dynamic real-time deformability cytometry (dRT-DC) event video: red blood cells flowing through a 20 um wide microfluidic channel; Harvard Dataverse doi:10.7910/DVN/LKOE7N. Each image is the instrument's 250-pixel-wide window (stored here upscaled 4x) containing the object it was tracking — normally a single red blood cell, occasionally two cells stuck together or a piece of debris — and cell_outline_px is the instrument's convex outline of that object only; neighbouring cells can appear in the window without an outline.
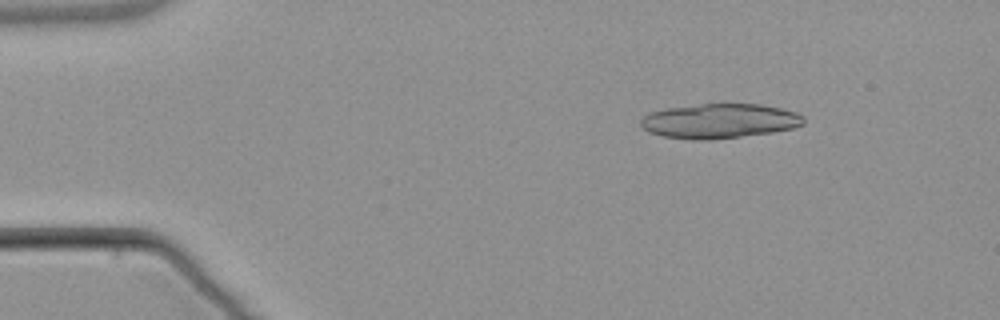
{"species": "common noctule bat (a hibernating species)", "species_latin": "Nyctalus noctula", "temperature_condition": "warm", "stored_images_in_passage": 6, "camera_frame_rate_fps": 3000, "um_per_image_px": 0.085, "animal": {"sex": "male", "body_mass_g": 21.5, "forearm_length_mm": 52.0}, "frame": {"image": 1, "passage_image": 3, "time_ms": 2.333, "image_size_px": [1000, 320], "cell_outline_px": [[804, 124], [792, 128], [772, 132], [712, 140], [692, 140], [660, 136], [648, 132], [640, 124], [640, 120], [644, 116], [652, 112], [668, 108], [724, 100], [760, 104], [784, 108], [796, 112], [804, 116]], "centroid_in_image_um": [61.18, 10.24], "position_along_channel_um": 23.8, "area_um2": 33.99}}
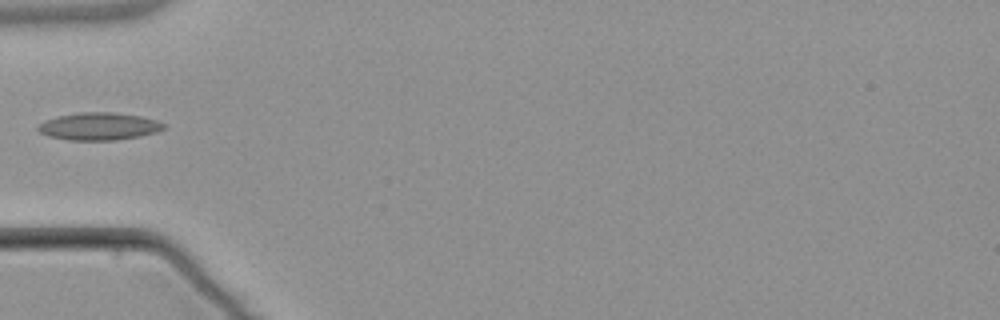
{"frame": {"image": 2, "passage_image": 6, "time_ms": 6.0, "image_size_px": [1000, 320], "cell_outline_px": [[168, 124], [164, 128], [156, 132], [140, 136], [116, 140], [68, 140], [48, 136], [40, 132], [36, 128], [44, 120], [56, 116], [80, 112], [108, 112], [140, 116], [156, 120]], "centroid_in_image_um": [8.4, 10.74], "position_along_channel_um": 76.6, "area_um2": 20.17}}